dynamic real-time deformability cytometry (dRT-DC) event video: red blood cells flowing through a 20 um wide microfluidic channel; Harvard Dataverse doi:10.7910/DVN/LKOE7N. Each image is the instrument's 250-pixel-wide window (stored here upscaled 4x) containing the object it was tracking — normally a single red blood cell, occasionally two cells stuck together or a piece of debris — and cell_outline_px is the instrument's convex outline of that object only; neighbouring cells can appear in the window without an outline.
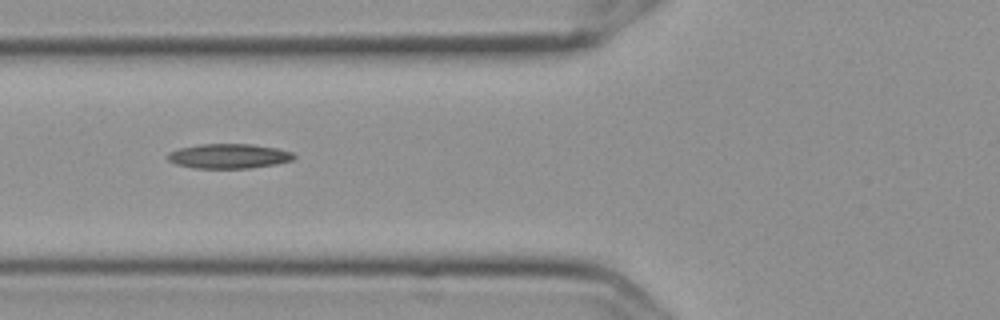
{"species": "Egyptian fruit bat (a non-hibernating species)", "species_latin": "Rousettus aegyptiacus", "temperature_condition": "cold", "stored_images_in_passage": 3, "camera_frame_rate_fps": 3000, "um_per_image_px": 0.085, "frame": {"image": 1, "passage_image": 2, "time_ms": 0.333, "image_size_px": [1000, 320], "cell_outline_px": [[296, 156], [292, 160], [276, 164], [248, 168], [192, 168], [176, 164], [168, 160], [168, 152], [180, 148], [200, 144], [252, 144], [276, 148], [292, 152]], "centroid_in_image_um": [19.44, 13.27], "position_along_channel_um": 106.4, "area_um2": 18.09}}
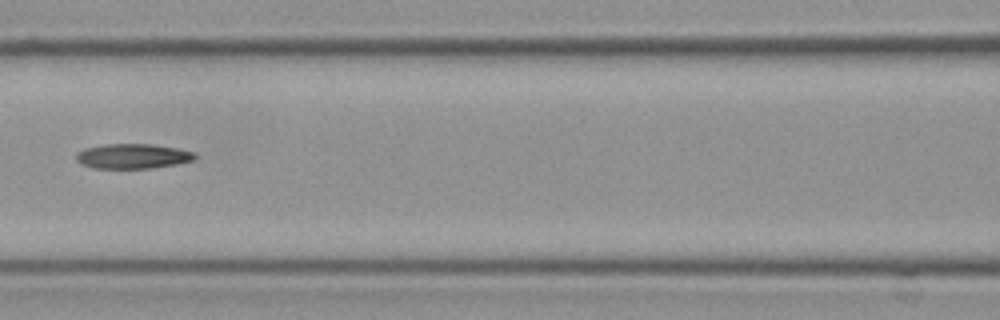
{"frame": {"image": 2, "passage_image": 3, "time_ms": 0.667, "image_size_px": [1000, 320], "cell_outline_px": [[196, 160], [176, 164], [152, 168], [92, 168], [76, 160], [76, 152], [84, 148], [104, 144], [152, 144], [180, 148], [196, 152]], "centroid_in_image_um": [11.32, 13.26], "position_along_channel_um": 155.3, "area_um2": 17.4}}